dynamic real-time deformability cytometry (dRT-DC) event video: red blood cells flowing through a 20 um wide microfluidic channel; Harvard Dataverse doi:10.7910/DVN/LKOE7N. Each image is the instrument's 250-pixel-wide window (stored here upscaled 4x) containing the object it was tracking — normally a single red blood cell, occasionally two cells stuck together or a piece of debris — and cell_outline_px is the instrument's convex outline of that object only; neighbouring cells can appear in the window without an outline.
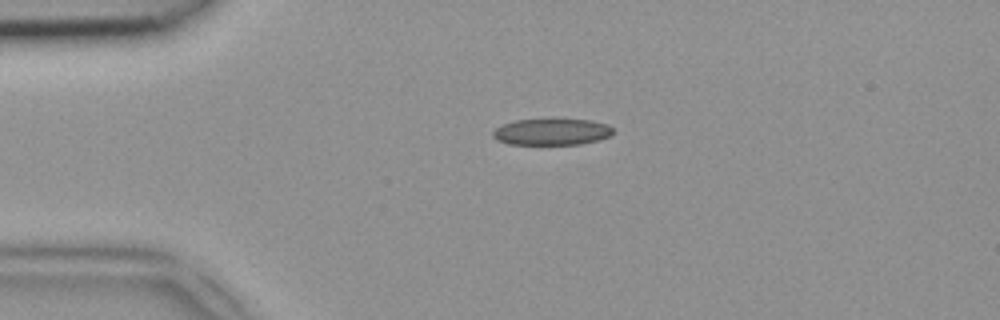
{"species": "common noctule bat (a hibernating species)", "species_latin": "Nyctalus noctula", "temperature_condition": "room temperature", "stored_images_in_passage": 38, "camera_frame_rate_fps": 3000, "um_per_image_px": 0.085, "animal": {"sex": "female", "body_mass_g": 18.4}, "frame": {"image": 1, "passage_image": 1, "time_ms": 0.0, "image_size_px": [1000, 320], "cell_outline_px": [[612, 136], [580, 144], [508, 144], [496, 140], [492, 136], [492, 132], [496, 128], [504, 124], [516, 120], [552, 116], [588, 120], [608, 124], [612, 128]], "centroid_in_image_um": [46.88, 11.16], "position_along_channel_um": 38.1, "area_um2": 19.31}}
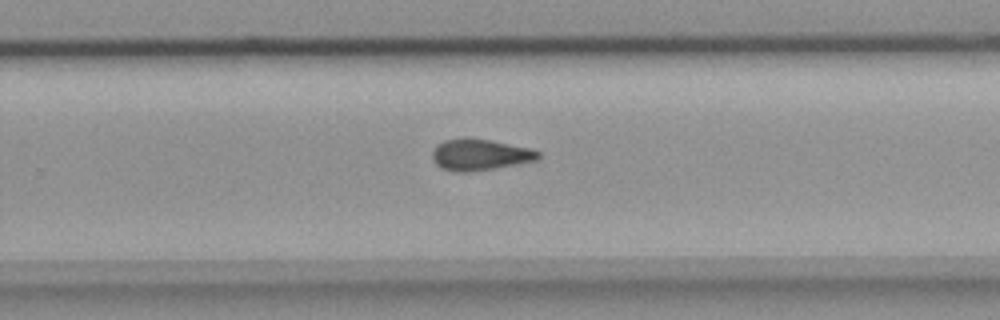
{"frame": {"image": 2, "passage_image": 21, "time_ms": 6.667, "image_size_px": [1000, 320], "cell_outline_px": [[540, 156], [536, 160], [492, 168], [468, 172], [456, 172], [440, 168], [432, 160], [432, 148], [436, 144], [444, 140], [464, 136], [468, 136], [492, 140], [532, 148], [540, 152]], "centroid_in_image_um": [40.73, 13.11], "position_along_channel_um": 289.1, "area_um2": 19.71}}
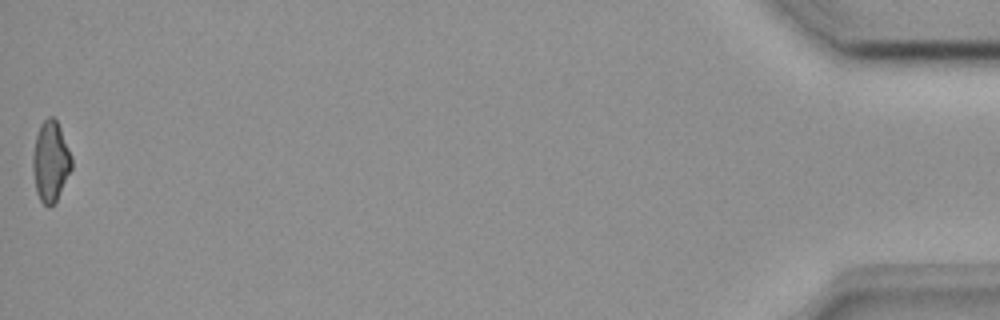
{"frame": {"image": 3, "passage_image": 38, "time_ms": 12.333, "image_size_px": [1000, 320], "cell_outline_px": [[72, 168], [56, 200], [48, 208], [40, 200], [36, 192], [32, 168], [32, 156], [36, 136], [40, 124], [48, 116], [52, 116], [56, 120], [60, 128], [72, 156]], "centroid_in_image_um": [4.29, 13.71], "position_along_channel_um": 430.9, "area_um2": 18.15}}